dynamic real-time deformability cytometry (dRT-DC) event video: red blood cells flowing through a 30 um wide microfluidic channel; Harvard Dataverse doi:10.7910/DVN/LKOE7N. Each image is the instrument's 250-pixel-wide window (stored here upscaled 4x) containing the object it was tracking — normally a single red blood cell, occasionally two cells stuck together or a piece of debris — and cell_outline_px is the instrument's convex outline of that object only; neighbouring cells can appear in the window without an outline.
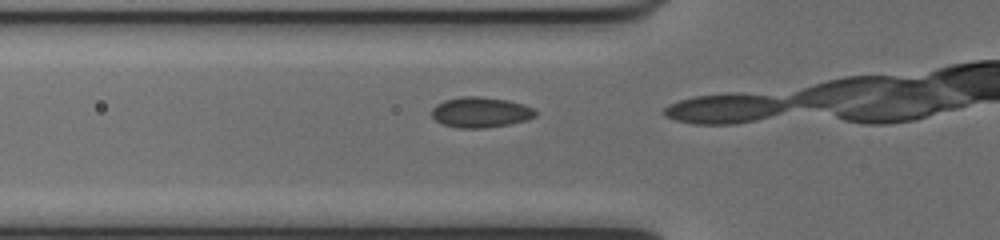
{"species": "common noctule bat (a hibernating species)", "species_latin": "Nyctalus noctula", "temperature_condition": "cold", "stored_images_in_passage": 12, "camera_frame_rate_fps": 3000, "um_per_image_px": 0.085, "animal": {"sex": "female", "body_mass_g": 17.0, "forearm_length_mm": 48.0}, "frame": {"image": 1, "passage_image": 11, "time_ms": 3.333, "image_size_px": [1000, 240], "cell_outline_px": [[536, 116], [524, 120], [508, 124], [484, 128], [460, 128], [444, 124], [436, 120], [432, 116], [432, 108], [436, 104], [444, 100], [460, 96], [476, 96], [508, 100], [524, 104], [532, 108], [536, 112]], "centroid_in_image_um": [40.83, 9.53], "position_along_channel_um": 85.0, "area_um2": 18.26}}